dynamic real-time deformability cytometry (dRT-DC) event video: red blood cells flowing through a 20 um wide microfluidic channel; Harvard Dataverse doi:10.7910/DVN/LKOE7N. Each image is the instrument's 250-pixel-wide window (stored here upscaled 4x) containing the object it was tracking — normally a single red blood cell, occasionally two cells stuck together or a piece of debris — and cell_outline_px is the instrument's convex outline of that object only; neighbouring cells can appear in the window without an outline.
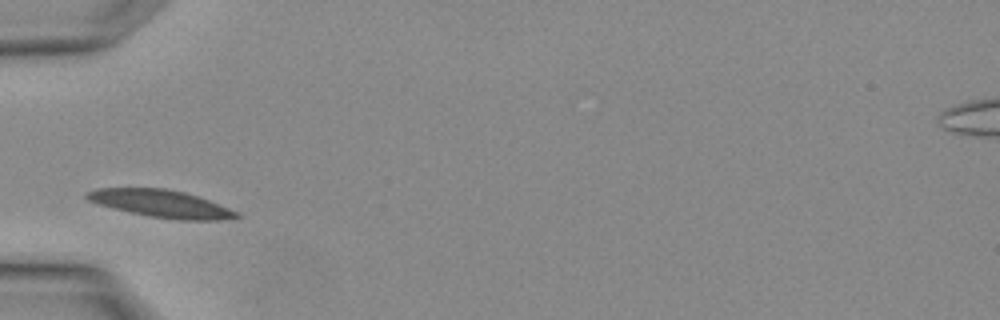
{"species": "Egyptian fruit bat (a non-hibernating species)", "species_latin": "Rousettus aegyptiacus", "temperature_condition": "warm", "stored_images_in_passage": 1, "camera_frame_rate_fps": 3000, "um_per_image_px": 0.085, "animal": {"sex": "female"}, "frame": {"image": 1, "passage_image": 1, "time_ms": 0.0, "image_size_px": [1000, 320], "cell_outline_px": [[240, 216], [220, 220], [176, 220], [148, 216], [128, 212], [112, 208], [88, 200], [84, 196], [88, 192], [100, 188], [164, 188], [184, 192], [208, 200], [240, 212]], "centroid_in_image_um": [13.7, 17.32], "position_along_channel_um": 71.3, "area_um2": 23.76}}